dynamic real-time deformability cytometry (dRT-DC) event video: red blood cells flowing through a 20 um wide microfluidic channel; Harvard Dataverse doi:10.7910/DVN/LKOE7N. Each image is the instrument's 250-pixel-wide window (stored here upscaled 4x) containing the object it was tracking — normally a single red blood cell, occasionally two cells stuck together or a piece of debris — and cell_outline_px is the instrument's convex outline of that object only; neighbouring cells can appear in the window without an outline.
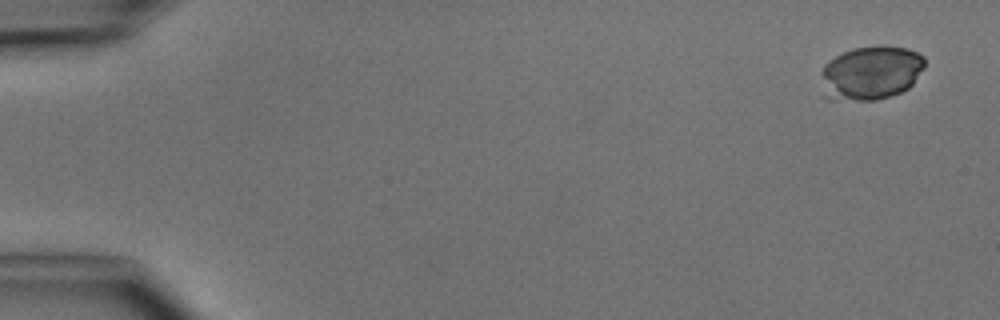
{"species": "common noctule bat (a hibernating species)", "species_latin": "Nyctalus noctula", "temperature_condition": "cold", "stored_images_in_passage": 3, "camera_frame_rate_fps": 3000, "um_per_image_px": 0.085, "animal": {"sex": "male", "body_mass_g": 15.6}, "frame": {"image": 1, "passage_image": 1, "time_ms": 0.0, "image_size_px": [1000, 320], "cell_outline_px": [[924, 68], [912, 84], [908, 88], [900, 92], [876, 100], [824, 100], [820, 96], [820, 72], [824, 64], [828, 60], [852, 48], [884, 44], [908, 48], [924, 56]], "centroid_in_image_um": [73.94, 6.2], "position_along_channel_um": 11.1, "area_um2": 33.58}}